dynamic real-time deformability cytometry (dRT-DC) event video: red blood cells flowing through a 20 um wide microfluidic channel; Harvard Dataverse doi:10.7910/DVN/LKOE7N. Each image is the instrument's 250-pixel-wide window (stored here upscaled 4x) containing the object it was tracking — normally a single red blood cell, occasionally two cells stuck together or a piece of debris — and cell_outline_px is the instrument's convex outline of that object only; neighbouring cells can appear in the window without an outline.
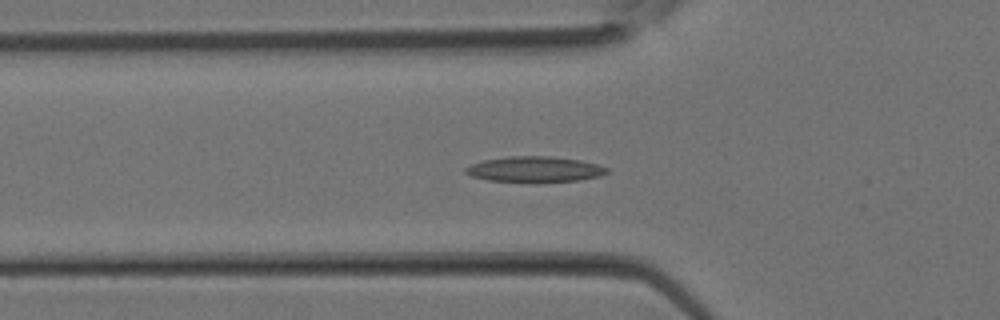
{"species": "Egyptian fruit bat (a non-hibernating species)", "species_latin": "Rousettus aegyptiacus", "temperature_condition": "room temperature", "stored_images_in_passage": 3, "camera_frame_rate_fps": 3000, "um_per_image_px": 0.085, "animal": {"sex": "female"}, "frame": {"image": 1, "passage_image": 2, "time_ms": 0.333, "image_size_px": [1000, 320], "cell_outline_px": [[608, 172], [600, 176], [576, 180], [536, 184], [532, 184], [488, 180], [472, 176], [464, 172], [464, 168], [472, 164], [484, 160], [508, 156], [552, 156], [580, 160], [596, 164], [608, 168]], "centroid_in_image_um": [45.43, 14.41], "position_along_channel_um": 80.4, "area_um2": 21.62}}